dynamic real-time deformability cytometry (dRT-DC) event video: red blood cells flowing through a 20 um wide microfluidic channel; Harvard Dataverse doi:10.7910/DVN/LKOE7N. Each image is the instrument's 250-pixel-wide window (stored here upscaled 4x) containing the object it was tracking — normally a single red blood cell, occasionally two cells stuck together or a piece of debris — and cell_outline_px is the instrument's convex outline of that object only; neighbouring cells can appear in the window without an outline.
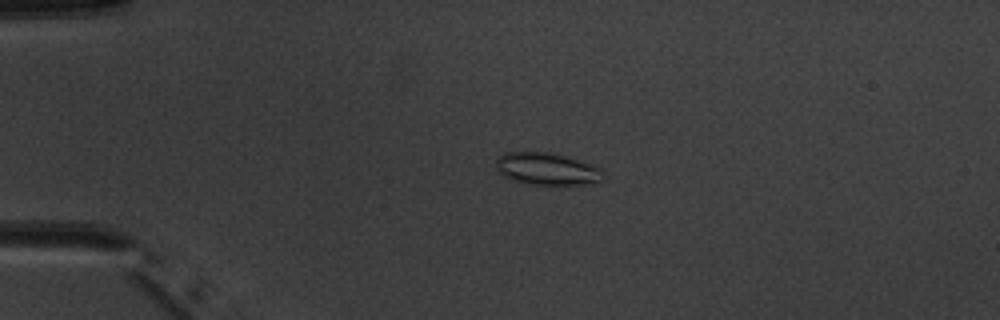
{"species": "common noctule bat (a hibernating species)", "species_latin": "Nyctalus noctula", "temperature_condition": "warm", "stored_images_in_passage": 4, "camera_frame_rate_fps": 3000, "um_per_image_px": 0.085, "animal": {"sex": "male", "body_mass_g": 20.1, "forearm_length_mm": 53.5}, "frame": {"image": 1, "passage_image": 3, "time_ms": 2.333, "image_size_px": [1000, 320], "cell_outline_px": [[604, 180], [592, 184], [528, 184], [512, 180], [504, 176], [496, 168], [496, 160], [504, 152], [552, 152], [572, 156], [592, 164], [600, 168]], "centroid_in_image_um": [46.53, 14.34], "position_along_channel_um": 38.5, "area_um2": 20.4}}